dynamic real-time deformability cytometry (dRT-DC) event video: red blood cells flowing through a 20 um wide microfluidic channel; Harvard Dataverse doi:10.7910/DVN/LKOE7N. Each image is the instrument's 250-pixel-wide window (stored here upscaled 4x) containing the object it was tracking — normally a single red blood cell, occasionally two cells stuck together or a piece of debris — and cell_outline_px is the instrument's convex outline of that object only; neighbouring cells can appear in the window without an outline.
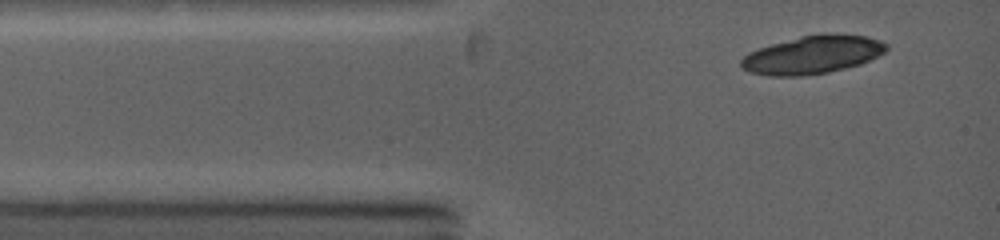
{"species": "common noctule bat (a hibernating species)", "species_latin": "Nyctalus noctula", "temperature_condition": "warm", "stored_images_in_passage": 2, "camera_frame_rate_fps": 5000, "um_per_image_px": 0.085, "animal": {"sex": "female", "body_mass_g": 19.0, "forearm_length_mm": 53.3}, "frame": {"image": 1, "passage_image": 1, "time_ms": 0.0, "image_size_px": [1000, 240], "cell_outline_px": [[888, 48], [884, 52], [860, 64], [828, 72], [800, 76], [768, 76], [752, 72], [744, 68], [740, 64], [740, 60], [748, 52], [772, 44], [800, 36], [864, 36], [880, 40], [888, 44]], "centroid_in_image_um": [69.03, 4.69], "position_along_channel_um": 16.0, "area_um2": 31.15}}